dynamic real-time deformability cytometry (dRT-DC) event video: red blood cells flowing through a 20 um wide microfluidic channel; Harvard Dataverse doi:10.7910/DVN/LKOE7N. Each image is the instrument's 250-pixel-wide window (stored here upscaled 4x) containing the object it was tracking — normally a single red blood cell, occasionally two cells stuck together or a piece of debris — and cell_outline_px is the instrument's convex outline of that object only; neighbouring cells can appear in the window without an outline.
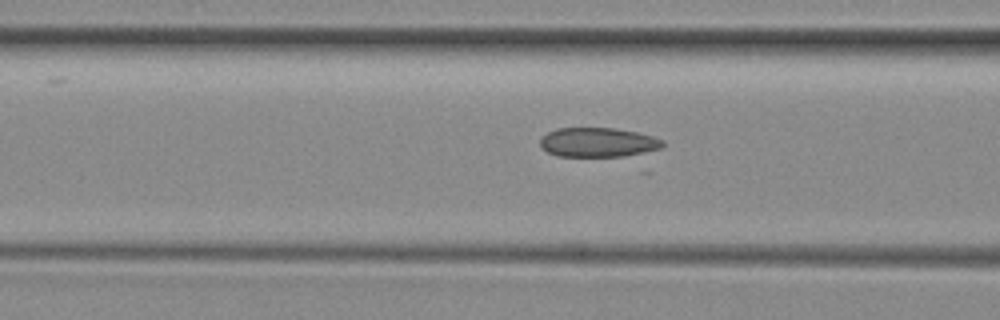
{"species": "common noctule bat (a hibernating species)", "species_latin": "Nyctalus noctula", "temperature_condition": "room temperature", "stored_images_in_passage": 18, "camera_frame_rate_fps": 3000, "um_per_image_px": 0.085, "animal": {"sex": "female", "body_mass_g": 29.2, "forearm_length_mm": 56.3}, "frame": {"image": 1, "passage_image": 9, "time_ms": 2.667, "image_size_px": [1000, 320], "cell_outline_px": [[664, 144], [660, 148], [624, 156], [556, 156], [548, 152], [540, 144], [540, 140], [548, 132], [556, 128], [612, 128], [636, 132], [652, 136], [664, 140]], "centroid_in_image_um": [50.81, 12.09], "position_along_channel_um": 115.8, "area_um2": 20.69}}
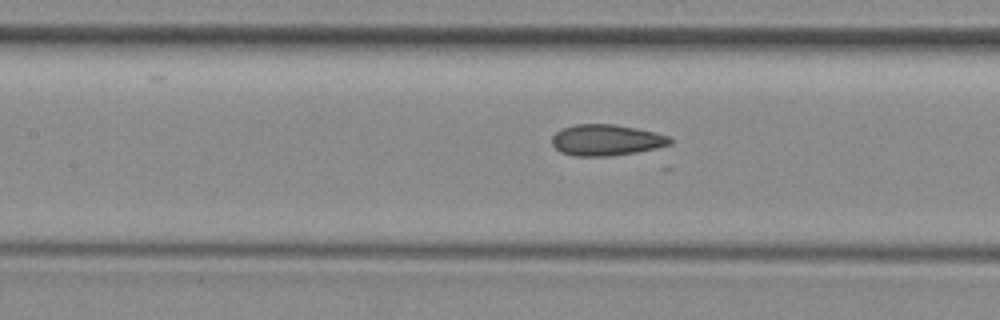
{"frame": {"image": 2, "passage_image": 12, "time_ms": 3.667, "image_size_px": [1000, 320], "cell_outline_px": [[672, 144], [656, 148], [636, 152], [612, 156], [576, 156], [560, 152], [552, 144], [552, 136], [560, 128], [576, 124], [616, 124], [656, 132], [668, 136], [672, 140]], "centroid_in_image_um": [51.53, 11.9], "position_along_channel_um": 155.9, "area_um2": 21.56}}
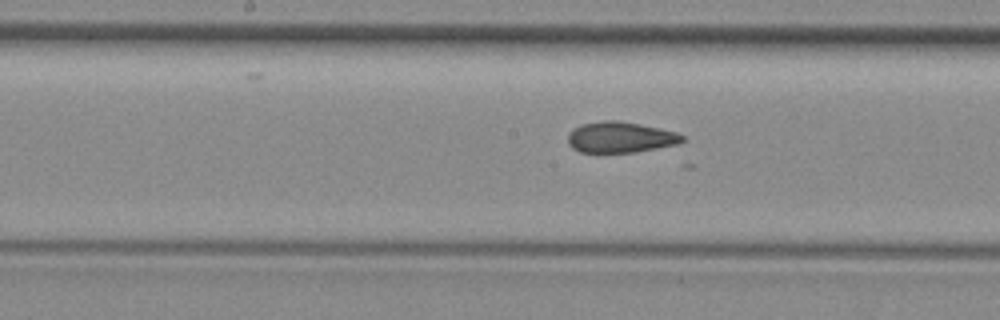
{"frame": {"image": 3, "passage_image": 15, "time_ms": 4.667, "image_size_px": [1000, 320], "cell_outline_px": [[684, 140], [676, 144], [636, 152], [580, 152], [572, 148], [568, 144], [568, 132], [580, 124], [604, 120], [616, 120], [640, 124], [660, 128], [676, 132], [684, 136]], "centroid_in_image_um": [52.69, 11.66], "position_along_channel_um": 195.5, "area_um2": 20.58}}